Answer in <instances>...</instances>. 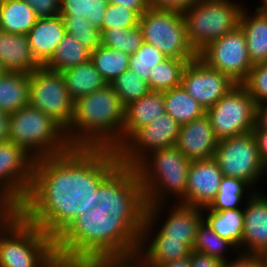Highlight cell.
<instances>
[{
    "label": "cell",
    "instance_id": "1",
    "mask_svg": "<svg viewBox=\"0 0 267 267\" xmlns=\"http://www.w3.org/2000/svg\"><path fill=\"white\" fill-rule=\"evenodd\" d=\"M146 200L134 167L110 155H79L50 175L42 210L49 216L58 262L137 251Z\"/></svg>",
    "mask_w": 267,
    "mask_h": 267
},
{
    "label": "cell",
    "instance_id": "2",
    "mask_svg": "<svg viewBox=\"0 0 267 267\" xmlns=\"http://www.w3.org/2000/svg\"><path fill=\"white\" fill-rule=\"evenodd\" d=\"M125 106L110 84L74 101V115L65 130L79 155L113 156L121 148Z\"/></svg>",
    "mask_w": 267,
    "mask_h": 267
},
{
    "label": "cell",
    "instance_id": "3",
    "mask_svg": "<svg viewBox=\"0 0 267 267\" xmlns=\"http://www.w3.org/2000/svg\"><path fill=\"white\" fill-rule=\"evenodd\" d=\"M54 230L42 210L15 211L0 226V267H54Z\"/></svg>",
    "mask_w": 267,
    "mask_h": 267
},
{
    "label": "cell",
    "instance_id": "4",
    "mask_svg": "<svg viewBox=\"0 0 267 267\" xmlns=\"http://www.w3.org/2000/svg\"><path fill=\"white\" fill-rule=\"evenodd\" d=\"M8 140L22 147L50 175L61 174L79 156L65 129L30 105L9 114Z\"/></svg>",
    "mask_w": 267,
    "mask_h": 267
},
{
    "label": "cell",
    "instance_id": "5",
    "mask_svg": "<svg viewBox=\"0 0 267 267\" xmlns=\"http://www.w3.org/2000/svg\"><path fill=\"white\" fill-rule=\"evenodd\" d=\"M50 174L22 147L0 143V205L14 211L42 209Z\"/></svg>",
    "mask_w": 267,
    "mask_h": 267
},
{
    "label": "cell",
    "instance_id": "6",
    "mask_svg": "<svg viewBox=\"0 0 267 267\" xmlns=\"http://www.w3.org/2000/svg\"><path fill=\"white\" fill-rule=\"evenodd\" d=\"M190 163L176 146L145 156L134 168L143 187L146 205L181 204Z\"/></svg>",
    "mask_w": 267,
    "mask_h": 267
},
{
    "label": "cell",
    "instance_id": "7",
    "mask_svg": "<svg viewBox=\"0 0 267 267\" xmlns=\"http://www.w3.org/2000/svg\"><path fill=\"white\" fill-rule=\"evenodd\" d=\"M203 0L182 12L188 41L199 53L209 43L239 26L248 1Z\"/></svg>",
    "mask_w": 267,
    "mask_h": 267
},
{
    "label": "cell",
    "instance_id": "8",
    "mask_svg": "<svg viewBox=\"0 0 267 267\" xmlns=\"http://www.w3.org/2000/svg\"><path fill=\"white\" fill-rule=\"evenodd\" d=\"M144 42L152 44L167 58L186 60L198 53L188 41L182 12L148 8L139 21Z\"/></svg>",
    "mask_w": 267,
    "mask_h": 267
},
{
    "label": "cell",
    "instance_id": "9",
    "mask_svg": "<svg viewBox=\"0 0 267 267\" xmlns=\"http://www.w3.org/2000/svg\"><path fill=\"white\" fill-rule=\"evenodd\" d=\"M214 159L223 176L241 179L255 191L265 190L261 184L267 178L266 168L252 131L218 141Z\"/></svg>",
    "mask_w": 267,
    "mask_h": 267
},
{
    "label": "cell",
    "instance_id": "10",
    "mask_svg": "<svg viewBox=\"0 0 267 267\" xmlns=\"http://www.w3.org/2000/svg\"><path fill=\"white\" fill-rule=\"evenodd\" d=\"M218 141L252 131L256 125V103L242 84L233 86L206 110Z\"/></svg>",
    "mask_w": 267,
    "mask_h": 267
},
{
    "label": "cell",
    "instance_id": "11",
    "mask_svg": "<svg viewBox=\"0 0 267 267\" xmlns=\"http://www.w3.org/2000/svg\"><path fill=\"white\" fill-rule=\"evenodd\" d=\"M29 79V105L51 116L66 130L73 119L74 101L62 74L40 66L29 74Z\"/></svg>",
    "mask_w": 267,
    "mask_h": 267
},
{
    "label": "cell",
    "instance_id": "12",
    "mask_svg": "<svg viewBox=\"0 0 267 267\" xmlns=\"http://www.w3.org/2000/svg\"><path fill=\"white\" fill-rule=\"evenodd\" d=\"M198 57L208 66L242 84L254 66L249 58L246 37L240 26L209 43Z\"/></svg>",
    "mask_w": 267,
    "mask_h": 267
},
{
    "label": "cell",
    "instance_id": "13",
    "mask_svg": "<svg viewBox=\"0 0 267 267\" xmlns=\"http://www.w3.org/2000/svg\"><path fill=\"white\" fill-rule=\"evenodd\" d=\"M181 125L167 113L140 128L113 156L135 167L145 156L176 145Z\"/></svg>",
    "mask_w": 267,
    "mask_h": 267
},
{
    "label": "cell",
    "instance_id": "14",
    "mask_svg": "<svg viewBox=\"0 0 267 267\" xmlns=\"http://www.w3.org/2000/svg\"><path fill=\"white\" fill-rule=\"evenodd\" d=\"M145 218L167 240H183L192 249L203 213L202 208L179 203L153 204L147 205Z\"/></svg>",
    "mask_w": 267,
    "mask_h": 267
},
{
    "label": "cell",
    "instance_id": "15",
    "mask_svg": "<svg viewBox=\"0 0 267 267\" xmlns=\"http://www.w3.org/2000/svg\"><path fill=\"white\" fill-rule=\"evenodd\" d=\"M180 85L207 110L236 83L224 73L208 66L197 56L184 68Z\"/></svg>",
    "mask_w": 267,
    "mask_h": 267
},
{
    "label": "cell",
    "instance_id": "16",
    "mask_svg": "<svg viewBox=\"0 0 267 267\" xmlns=\"http://www.w3.org/2000/svg\"><path fill=\"white\" fill-rule=\"evenodd\" d=\"M223 173L214 158L191 161L182 205L208 207L218 193Z\"/></svg>",
    "mask_w": 267,
    "mask_h": 267
},
{
    "label": "cell",
    "instance_id": "17",
    "mask_svg": "<svg viewBox=\"0 0 267 267\" xmlns=\"http://www.w3.org/2000/svg\"><path fill=\"white\" fill-rule=\"evenodd\" d=\"M256 191L244 207L242 252L262 255L267 253V194Z\"/></svg>",
    "mask_w": 267,
    "mask_h": 267
},
{
    "label": "cell",
    "instance_id": "18",
    "mask_svg": "<svg viewBox=\"0 0 267 267\" xmlns=\"http://www.w3.org/2000/svg\"><path fill=\"white\" fill-rule=\"evenodd\" d=\"M218 140L211 121L204 116L181 125L176 147L190 161L214 158Z\"/></svg>",
    "mask_w": 267,
    "mask_h": 267
},
{
    "label": "cell",
    "instance_id": "19",
    "mask_svg": "<svg viewBox=\"0 0 267 267\" xmlns=\"http://www.w3.org/2000/svg\"><path fill=\"white\" fill-rule=\"evenodd\" d=\"M138 251L150 267L189 256L192 249L183 240H167L146 218Z\"/></svg>",
    "mask_w": 267,
    "mask_h": 267
},
{
    "label": "cell",
    "instance_id": "20",
    "mask_svg": "<svg viewBox=\"0 0 267 267\" xmlns=\"http://www.w3.org/2000/svg\"><path fill=\"white\" fill-rule=\"evenodd\" d=\"M66 33L60 15L37 19L35 25L27 33V37L32 54L41 66L51 59Z\"/></svg>",
    "mask_w": 267,
    "mask_h": 267
},
{
    "label": "cell",
    "instance_id": "21",
    "mask_svg": "<svg viewBox=\"0 0 267 267\" xmlns=\"http://www.w3.org/2000/svg\"><path fill=\"white\" fill-rule=\"evenodd\" d=\"M165 111L163 91H149L125 107L121 147L142 127L147 126Z\"/></svg>",
    "mask_w": 267,
    "mask_h": 267
},
{
    "label": "cell",
    "instance_id": "22",
    "mask_svg": "<svg viewBox=\"0 0 267 267\" xmlns=\"http://www.w3.org/2000/svg\"><path fill=\"white\" fill-rule=\"evenodd\" d=\"M0 63L6 72L30 74L41 65L35 60L27 35L0 30Z\"/></svg>",
    "mask_w": 267,
    "mask_h": 267
},
{
    "label": "cell",
    "instance_id": "23",
    "mask_svg": "<svg viewBox=\"0 0 267 267\" xmlns=\"http://www.w3.org/2000/svg\"><path fill=\"white\" fill-rule=\"evenodd\" d=\"M250 4L244 7L239 26L246 37L249 58L255 65L267 62V18Z\"/></svg>",
    "mask_w": 267,
    "mask_h": 267
},
{
    "label": "cell",
    "instance_id": "24",
    "mask_svg": "<svg viewBox=\"0 0 267 267\" xmlns=\"http://www.w3.org/2000/svg\"><path fill=\"white\" fill-rule=\"evenodd\" d=\"M202 213L203 219L214 232L242 252L244 208L215 211L205 207L202 208Z\"/></svg>",
    "mask_w": 267,
    "mask_h": 267
},
{
    "label": "cell",
    "instance_id": "25",
    "mask_svg": "<svg viewBox=\"0 0 267 267\" xmlns=\"http://www.w3.org/2000/svg\"><path fill=\"white\" fill-rule=\"evenodd\" d=\"M29 74L5 72L0 77V111L11 114L29 105Z\"/></svg>",
    "mask_w": 267,
    "mask_h": 267
},
{
    "label": "cell",
    "instance_id": "26",
    "mask_svg": "<svg viewBox=\"0 0 267 267\" xmlns=\"http://www.w3.org/2000/svg\"><path fill=\"white\" fill-rule=\"evenodd\" d=\"M61 74L73 101L107 85L91 60L67 69L61 72Z\"/></svg>",
    "mask_w": 267,
    "mask_h": 267
},
{
    "label": "cell",
    "instance_id": "27",
    "mask_svg": "<svg viewBox=\"0 0 267 267\" xmlns=\"http://www.w3.org/2000/svg\"><path fill=\"white\" fill-rule=\"evenodd\" d=\"M38 17L24 0H0V30L27 35Z\"/></svg>",
    "mask_w": 267,
    "mask_h": 267
},
{
    "label": "cell",
    "instance_id": "28",
    "mask_svg": "<svg viewBox=\"0 0 267 267\" xmlns=\"http://www.w3.org/2000/svg\"><path fill=\"white\" fill-rule=\"evenodd\" d=\"M164 107L167 114L183 125L206 114V110L182 86L163 91Z\"/></svg>",
    "mask_w": 267,
    "mask_h": 267
},
{
    "label": "cell",
    "instance_id": "29",
    "mask_svg": "<svg viewBox=\"0 0 267 267\" xmlns=\"http://www.w3.org/2000/svg\"><path fill=\"white\" fill-rule=\"evenodd\" d=\"M255 192L247 182L238 178L223 176L218 193L207 208L215 211L244 208L246 201Z\"/></svg>",
    "mask_w": 267,
    "mask_h": 267
},
{
    "label": "cell",
    "instance_id": "30",
    "mask_svg": "<svg viewBox=\"0 0 267 267\" xmlns=\"http://www.w3.org/2000/svg\"><path fill=\"white\" fill-rule=\"evenodd\" d=\"M89 60H91V50L83 46L75 37L66 33L54 55L44 67L61 73Z\"/></svg>",
    "mask_w": 267,
    "mask_h": 267
},
{
    "label": "cell",
    "instance_id": "31",
    "mask_svg": "<svg viewBox=\"0 0 267 267\" xmlns=\"http://www.w3.org/2000/svg\"><path fill=\"white\" fill-rule=\"evenodd\" d=\"M192 250L221 261L230 259L238 252L229 241L222 239L214 232L204 219L199 224Z\"/></svg>",
    "mask_w": 267,
    "mask_h": 267
},
{
    "label": "cell",
    "instance_id": "32",
    "mask_svg": "<svg viewBox=\"0 0 267 267\" xmlns=\"http://www.w3.org/2000/svg\"><path fill=\"white\" fill-rule=\"evenodd\" d=\"M130 55L119 50L100 45L91 51V61L107 84L129 70Z\"/></svg>",
    "mask_w": 267,
    "mask_h": 267
},
{
    "label": "cell",
    "instance_id": "33",
    "mask_svg": "<svg viewBox=\"0 0 267 267\" xmlns=\"http://www.w3.org/2000/svg\"><path fill=\"white\" fill-rule=\"evenodd\" d=\"M188 62L175 58H166L150 70L149 89L166 91L181 84L183 70Z\"/></svg>",
    "mask_w": 267,
    "mask_h": 267
},
{
    "label": "cell",
    "instance_id": "34",
    "mask_svg": "<svg viewBox=\"0 0 267 267\" xmlns=\"http://www.w3.org/2000/svg\"><path fill=\"white\" fill-rule=\"evenodd\" d=\"M107 4L108 0H60L59 15L87 18L102 34V20Z\"/></svg>",
    "mask_w": 267,
    "mask_h": 267
},
{
    "label": "cell",
    "instance_id": "35",
    "mask_svg": "<svg viewBox=\"0 0 267 267\" xmlns=\"http://www.w3.org/2000/svg\"><path fill=\"white\" fill-rule=\"evenodd\" d=\"M141 28H112L101 34V45L110 49L119 50L129 55L134 54L143 44Z\"/></svg>",
    "mask_w": 267,
    "mask_h": 267
},
{
    "label": "cell",
    "instance_id": "36",
    "mask_svg": "<svg viewBox=\"0 0 267 267\" xmlns=\"http://www.w3.org/2000/svg\"><path fill=\"white\" fill-rule=\"evenodd\" d=\"M73 264L76 267H150L138 250L126 254L87 256Z\"/></svg>",
    "mask_w": 267,
    "mask_h": 267
},
{
    "label": "cell",
    "instance_id": "37",
    "mask_svg": "<svg viewBox=\"0 0 267 267\" xmlns=\"http://www.w3.org/2000/svg\"><path fill=\"white\" fill-rule=\"evenodd\" d=\"M110 85L125 107L131 102L139 100L150 91L148 83L130 70L124 71Z\"/></svg>",
    "mask_w": 267,
    "mask_h": 267
},
{
    "label": "cell",
    "instance_id": "38",
    "mask_svg": "<svg viewBox=\"0 0 267 267\" xmlns=\"http://www.w3.org/2000/svg\"><path fill=\"white\" fill-rule=\"evenodd\" d=\"M67 34L72 35L91 51L101 45V31L89 23L87 18L73 15H60Z\"/></svg>",
    "mask_w": 267,
    "mask_h": 267
},
{
    "label": "cell",
    "instance_id": "39",
    "mask_svg": "<svg viewBox=\"0 0 267 267\" xmlns=\"http://www.w3.org/2000/svg\"><path fill=\"white\" fill-rule=\"evenodd\" d=\"M167 57L152 44L143 42L129 60V70L135 72L149 86L150 70Z\"/></svg>",
    "mask_w": 267,
    "mask_h": 267
},
{
    "label": "cell",
    "instance_id": "40",
    "mask_svg": "<svg viewBox=\"0 0 267 267\" xmlns=\"http://www.w3.org/2000/svg\"><path fill=\"white\" fill-rule=\"evenodd\" d=\"M139 21L140 16L134 10L108 3L102 20V33L115 27L131 29L139 26Z\"/></svg>",
    "mask_w": 267,
    "mask_h": 267
},
{
    "label": "cell",
    "instance_id": "41",
    "mask_svg": "<svg viewBox=\"0 0 267 267\" xmlns=\"http://www.w3.org/2000/svg\"><path fill=\"white\" fill-rule=\"evenodd\" d=\"M242 85L256 105L267 102V62L255 64Z\"/></svg>",
    "mask_w": 267,
    "mask_h": 267
},
{
    "label": "cell",
    "instance_id": "42",
    "mask_svg": "<svg viewBox=\"0 0 267 267\" xmlns=\"http://www.w3.org/2000/svg\"><path fill=\"white\" fill-rule=\"evenodd\" d=\"M201 1L203 0H148V7L152 9L184 12Z\"/></svg>",
    "mask_w": 267,
    "mask_h": 267
},
{
    "label": "cell",
    "instance_id": "43",
    "mask_svg": "<svg viewBox=\"0 0 267 267\" xmlns=\"http://www.w3.org/2000/svg\"><path fill=\"white\" fill-rule=\"evenodd\" d=\"M221 267H263L261 255L237 252L230 259L223 261Z\"/></svg>",
    "mask_w": 267,
    "mask_h": 267
},
{
    "label": "cell",
    "instance_id": "44",
    "mask_svg": "<svg viewBox=\"0 0 267 267\" xmlns=\"http://www.w3.org/2000/svg\"><path fill=\"white\" fill-rule=\"evenodd\" d=\"M35 11L38 18L59 15V0H24Z\"/></svg>",
    "mask_w": 267,
    "mask_h": 267
},
{
    "label": "cell",
    "instance_id": "45",
    "mask_svg": "<svg viewBox=\"0 0 267 267\" xmlns=\"http://www.w3.org/2000/svg\"><path fill=\"white\" fill-rule=\"evenodd\" d=\"M220 259L196 251L191 252V267H221Z\"/></svg>",
    "mask_w": 267,
    "mask_h": 267
},
{
    "label": "cell",
    "instance_id": "46",
    "mask_svg": "<svg viewBox=\"0 0 267 267\" xmlns=\"http://www.w3.org/2000/svg\"><path fill=\"white\" fill-rule=\"evenodd\" d=\"M108 3L134 10L139 16L149 8L148 0H108Z\"/></svg>",
    "mask_w": 267,
    "mask_h": 267
},
{
    "label": "cell",
    "instance_id": "47",
    "mask_svg": "<svg viewBox=\"0 0 267 267\" xmlns=\"http://www.w3.org/2000/svg\"><path fill=\"white\" fill-rule=\"evenodd\" d=\"M252 132L258 144V152L262 164L267 168V130L253 129Z\"/></svg>",
    "mask_w": 267,
    "mask_h": 267
},
{
    "label": "cell",
    "instance_id": "48",
    "mask_svg": "<svg viewBox=\"0 0 267 267\" xmlns=\"http://www.w3.org/2000/svg\"><path fill=\"white\" fill-rule=\"evenodd\" d=\"M254 129L267 130V102L256 105V125Z\"/></svg>",
    "mask_w": 267,
    "mask_h": 267
},
{
    "label": "cell",
    "instance_id": "49",
    "mask_svg": "<svg viewBox=\"0 0 267 267\" xmlns=\"http://www.w3.org/2000/svg\"><path fill=\"white\" fill-rule=\"evenodd\" d=\"M153 267H191V254L189 256L168 261L165 263H157Z\"/></svg>",
    "mask_w": 267,
    "mask_h": 267
},
{
    "label": "cell",
    "instance_id": "50",
    "mask_svg": "<svg viewBox=\"0 0 267 267\" xmlns=\"http://www.w3.org/2000/svg\"><path fill=\"white\" fill-rule=\"evenodd\" d=\"M9 114L0 111V143L8 140Z\"/></svg>",
    "mask_w": 267,
    "mask_h": 267
},
{
    "label": "cell",
    "instance_id": "51",
    "mask_svg": "<svg viewBox=\"0 0 267 267\" xmlns=\"http://www.w3.org/2000/svg\"><path fill=\"white\" fill-rule=\"evenodd\" d=\"M15 211L7 208L2 207L0 209V226L14 213Z\"/></svg>",
    "mask_w": 267,
    "mask_h": 267
},
{
    "label": "cell",
    "instance_id": "52",
    "mask_svg": "<svg viewBox=\"0 0 267 267\" xmlns=\"http://www.w3.org/2000/svg\"><path fill=\"white\" fill-rule=\"evenodd\" d=\"M258 2L259 5H254V7L267 18V0H259Z\"/></svg>",
    "mask_w": 267,
    "mask_h": 267
},
{
    "label": "cell",
    "instance_id": "53",
    "mask_svg": "<svg viewBox=\"0 0 267 267\" xmlns=\"http://www.w3.org/2000/svg\"><path fill=\"white\" fill-rule=\"evenodd\" d=\"M54 267H76L73 263L57 262Z\"/></svg>",
    "mask_w": 267,
    "mask_h": 267
},
{
    "label": "cell",
    "instance_id": "54",
    "mask_svg": "<svg viewBox=\"0 0 267 267\" xmlns=\"http://www.w3.org/2000/svg\"><path fill=\"white\" fill-rule=\"evenodd\" d=\"M261 261L263 267H267V253L261 255Z\"/></svg>",
    "mask_w": 267,
    "mask_h": 267
},
{
    "label": "cell",
    "instance_id": "55",
    "mask_svg": "<svg viewBox=\"0 0 267 267\" xmlns=\"http://www.w3.org/2000/svg\"><path fill=\"white\" fill-rule=\"evenodd\" d=\"M6 71L4 70L2 64L0 63V77L5 73Z\"/></svg>",
    "mask_w": 267,
    "mask_h": 267
}]
</instances>
